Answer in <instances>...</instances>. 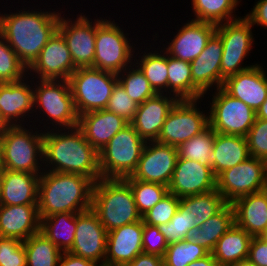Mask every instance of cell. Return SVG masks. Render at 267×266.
Wrapping results in <instances>:
<instances>
[{
    "label": "cell",
    "instance_id": "c3c4849f",
    "mask_svg": "<svg viewBox=\"0 0 267 266\" xmlns=\"http://www.w3.org/2000/svg\"><path fill=\"white\" fill-rule=\"evenodd\" d=\"M143 252L164 256L168 243L158 226L143 223L142 233Z\"/></svg>",
    "mask_w": 267,
    "mask_h": 266
},
{
    "label": "cell",
    "instance_id": "9a60e30c",
    "mask_svg": "<svg viewBox=\"0 0 267 266\" xmlns=\"http://www.w3.org/2000/svg\"><path fill=\"white\" fill-rule=\"evenodd\" d=\"M107 234V230L92 209L76 213L75 238L68 252L99 263V266H105Z\"/></svg>",
    "mask_w": 267,
    "mask_h": 266
},
{
    "label": "cell",
    "instance_id": "5bb4252c",
    "mask_svg": "<svg viewBox=\"0 0 267 266\" xmlns=\"http://www.w3.org/2000/svg\"><path fill=\"white\" fill-rule=\"evenodd\" d=\"M178 159L177 147L147 141L136 170L123 179L159 183L168 187Z\"/></svg>",
    "mask_w": 267,
    "mask_h": 266
},
{
    "label": "cell",
    "instance_id": "ee69618b",
    "mask_svg": "<svg viewBox=\"0 0 267 266\" xmlns=\"http://www.w3.org/2000/svg\"><path fill=\"white\" fill-rule=\"evenodd\" d=\"M180 204V198L174 194L168 193L154 207L142 216L145 224L159 226L167 224L175 215Z\"/></svg>",
    "mask_w": 267,
    "mask_h": 266
},
{
    "label": "cell",
    "instance_id": "681fc988",
    "mask_svg": "<svg viewBox=\"0 0 267 266\" xmlns=\"http://www.w3.org/2000/svg\"><path fill=\"white\" fill-rule=\"evenodd\" d=\"M248 259L257 266H267V239L264 236L252 238Z\"/></svg>",
    "mask_w": 267,
    "mask_h": 266
},
{
    "label": "cell",
    "instance_id": "816d5d0a",
    "mask_svg": "<svg viewBox=\"0 0 267 266\" xmlns=\"http://www.w3.org/2000/svg\"><path fill=\"white\" fill-rule=\"evenodd\" d=\"M126 266H164V261L159 255L142 252Z\"/></svg>",
    "mask_w": 267,
    "mask_h": 266
},
{
    "label": "cell",
    "instance_id": "6da1fadb",
    "mask_svg": "<svg viewBox=\"0 0 267 266\" xmlns=\"http://www.w3.org/2000/svg\"><path fill=\"white\" fill-rule=\"evenodd\" d=\"M46 130L43 132V164L47 163L44 167L50 168L46 171L81 174L94 182L101 178L99 152L77 126L68 128V132L65 128ZM62 130L64 132H60Z\"/></svg>",
    "mask_w": 267,
    "mask_h": 266
},
{
    "label": "cell",
    "instance_id": "d6a6232c",
    "mask_svg": "<svg viewBox=\"0 0 267 266\" xmlns=\"http://www.w3.org/2000/svg\"><path fill=\"white\" fill-rule=\"evenodd\" d=\"M167 66L168 94L170 92V95L173 94L178 100H199L204 97V94L192 82L190 62L167 54Z\"/></svg>",
    "mask_w": 267,
    "mask_h": 266
},
{
    "label": "cell",
    "instance_id": "83f0119b",
    "mask_svg": "<svg viewBox=\"0 0 267 266\" xmlns=\"http://www.w3.org/2000/svg\"><path fill=\"white\" fill-rule=\"evenodd\" d=\"M31 87L23 79L0 83V112L11 126H21L20 121L24 122L22 119L34 111V89Z\"/></svg>",
    "mask_w": 267,
    "mask_h": 266
},
{
    "label": "cell",
    "instance_id": "74e56055",
    "mask_svg": "<svg viewBox=\"0 0 267 266\" xmlns=\"http://www.w3.org/2000/svg\"><path fill=\"white\" fill-rule=\"evenodd\" d=\"M215 134L216 132L208 126L177 148L178 157L197 161L204 166H211Z\"/></svg>",
    "mask_w": 267,
    "mask_h": 266
},
{
    "label": "cell",
    "instance_id": "f546056e",
    "mask_svg": "<svg viewBox=\"0 0 267 266\" xmlns=\"http://www.w3.org/2000/svg\"><path fill=\"white\" fill-rule=\"evenodd\" d=\"M252 236L234 224L217 241L211 252L220 266H230L247 259Z\"/></svg>",
    "mask_w": 267,
    "mask_h": 266
},
{
    "label": "cell",
    "instance_id": "ffe728a7",
    "mask_svg": "<svg viewBox=\"0 0 267 266\" xmlns=\"http://www.w3.org/2000/svg\"><path fill=\"white\" fill-rule=\"evenodd\" d=\"M142 233V220L108 232L105 266H126L142 253Z\"/></svg>",
    "mask_w": 267,
    "mask_h": 266
},
{
    "label": "cell",
    "instance_id": "bcb514c9",
    "mask_svg": "<svg viewBox=\"0 0 267 266\" xmlns=\"http://www.w3.org/2000/svg\"><path fill=\"white\" fill-rule=\"evenodd\" d=\"M0 266H26L22 240L0 236Z\"/></svg>",
    "mask_w": 267,
    "mask_h": 266
},
{
    "label": "cell",
    "instance_id": "7a4b0ae2",
    "mask_svg": "<svg viewBox=\"0 0 267 266\" xmlns=\"http://www.w3.org/2000/svg\"><path fill=\"white\" fill-rule=\"evenodd\" d=\"M60 16L35 10L0 14V34L28 69L58 30Z\"/></svg>",
    "mask_w": 267,
    "mask_h": 266
},
{
    "label": "cell",
    "instance_id": "db71d44e",
    "mask_svg": "<svg viewBox=\"0 0 267 266\" xmlns=\"http://www.w3.org/2000/svg\"><path fill=\"white\" fill-rule=\"evenodd\" d=\"M187 266H220L219 263L214 259L211 253L207 256L200 258L194 262L189 263Z\"/></svg>",
    "mask_w": 267,
    "mask_h": 266
},
{
    "label": "cell",
    "instance_id": "4316f807",
    "mask_svg": "<svg viewBox=\"0 0 267 266\" xmlns=\"http://www.w3.org/2000/svg\"><path fill=\"white\" fill-rule=\"evenodd\" d=\"M235 224L252 237L264 236L267 232V193L263 190L248 194L232 204Z\"/></svg>",
    "mask_w": 267,
    "mask_h": 266
},
{
    "label": "cell",
    "instance_id": "680465c9",
    "mask_svg": "<svg viewBox=\"0 0 267 266\" xmlns=\"http://www.w3.org/2000/svg\"><path fill=\"white\" fill-rule=\"evenodd\" d=\"M264 191L267 193V169H266V178H265V188Z\"/></svg>",
    "mask_w": 267,
    "mask_h": 266
},
{
    "label": "cell",
    "instance_id": "4fadbf2b",
    "mask_svg": "<svg viewBox=\"0 0 267 266\" xmlns=\"http://www.w3.org/2000/svg\"><path fill=\"white\" fill-rule=\"evenodd\" d=\"M209 111V126L225 135L246 137L256 119V112L222 88L216 89Z\"/></svg>",
    "mask_w": 267,
    "mask_h": 266
},
{
    "label": "cell",
    "instance_id": "603a6c76",
    "mask_svg": "<svg viewBox=\"0 0 267 266\" xmlns=\"http://www.w3.org/2000/svg\"><path fill=\"white\" fill-rule=\"evenodd\" d=\"M128 124L119 115L103 109L80 115L77 127L82 131L87 142L100 152Z\"/></svg>",
    "mask_w": 267,
    "mask_h": 266
},
{
    "label": "cell",
    "instance_id": "f1b7e54d",
    "mask_svg": "<svg viewBox=\"0 0 267 266\" xmlns=\"http://www.w3.org/2000/svg\"><path fill=\"white\" fill-rule=\"evenodd\" d=\"M248 143L244 136L216 133L213 144L211 169L217 177L249 158Z\"/></svg>",
    "mask_w": 267,
    "mask_h": 266
},
{
    "label": "cell",
    "instance_id": "7c38bea8",
    "mask_svg": "<svg viewBox=\"0 0 267 266\" xmlns=\"http://www.w3.org/2000/svg\"><path fill=\"white\" fill-rule=\"evenodd\" d=\"M197 101L178 100L168 113L156 142L178 148L204 131L209 126V114L197 108Z\"/></svg>",
    "mask_w": 267,
    "mask_h": 266
},
{
    "label": "cell",
    "instance_id": "f5cc1de1",
    "mask_svg": "<svg viewBox=\"0 0 267 266\" xmlns=\"http://www.w3.org/2000/svg\"><path fill=\"white\" fill-rule=\"evenodd\" d=\"M58 266H99L94 261L75 256L69 252H62Z\"/></svg>",
    "mask_w": 267,
    "mask_h": 266
},
{
    "label": "cell",
    "instance_id": "8992f818",
    "mask_svg": "<svg viewBox=\"0 0 267 266\" xmlns=\"http://www.w3.org/2000/svg\"><path fill=\"white\" fill-rule=\"evenodd\" d=\"M146 141L129 123L99 152L101 178L131 176L136 170Z\"/></svg>",
    "mask_w": 267,
    "mask_h": 266
},
{
    "label": "cell",
    "instance_id": "e575fe53",
    "mask_svg": "<svg viewBox=\"0 0 267 266\" xmlns=\"http://www.w3.org/2000/svg\"><path fill=\"white\" fill-rule=\"evenodd\" d=\"M26 266H58L62 251L40 231L23 241Z\"/></svg>",
    "mask_w": 267,
    "mask_h": 266
},
{
    "label": "cell",
    "instance_id": "30bf717a",
    "mask_svg": "<svg viewBox=\"0 0 267 266\" xmlns=\"http://www.w3.org/2000/svg\"><path fill=\"white\" fill-rule=\"evenodd\" d=\"M40 82V83H39ZM34 90V108H39L52 124L62 129L78 125L79 115L74 105L68 80H40ZM37 87V88H36ZM37 105V106H36Z\"/></svg>",
    "mask_w": 267,
    "mask_h": 266
},
{
    "label": "cell",
    "instance_id": "1f68e13d",
    "mask_svg": "<svg viewBox=\"0 0 267 266\" xmlns=\"http://www.w3.org/2000/svg\"><path fill=\"white\" fill-rule=\"evenodd\" d=\"M76 231V213H56L40 219V232L62 252L73 246Z\"/></svg>",
    "mask_w": 267,
    "mask_h": 266
},
{
    "label": "cell",
    "instance_id": "7402d4cb",
    "mask_svg": "<svg viewBox=\"0 0 267 266\" xmlns=\"http://www.w3.org/2000/svg\"><path fill=\"white\" fill-rule=\"evenodd\" d=\"M170 96L156 94L138 105L130 124L146 142L157 140L168 113L178 101L175 96Z\"/></svg>",
    "mask_w": 267,
    "mask_h": 266
},
{
    "label": "cell",
    "instance_id": "9f6ffc18",
    "mask_svg": "<svg viewBox=\"0 0 267 266\" xmlns=\"http://www.w3.org/2000/svg\"><path fill=\"white\" fill-rule=\"evenodd\" d=\"M11 127V125L6 121L0 112V136Z\"/></svg>",
    "mask_w": 267,
    "mask_h": 266
},
{
    "label": "cell",
    "instance_id": "7bdbcfd3",
    "mask_svg": "<svg viewBox=\"0 0 267 266\" xmlns=\"http://www.w3.org/2000/svg\"><path fill=\"white\" fill-rule=\"evenodd\" d=\"M194 218L180 204L173 218L167 224L158 226L168 244L176 243L188 238L189 231L195 226Z\"/></svg>",
    "mask_w": 267,
    "mask_h": 266
},
{
    "label": "cell",
    "instance_id": "f907efd6",
    "mask_svg": "<svg viewBox=\"0 0 267 266\" xmlns=\"http://www.w3.org/2000/svg\"><path fill=\"white\" fill-rule=\"evenodd\" d=\"M251 24L267 27V0H259L256 2L251 13L245 16Z\"/></svg>",
    "mask_w": 267,
    "mask_h": 266
},
{
    "label": "cell",
    "instance_id": "b9f144b4",
    "mask_svg": "<svg viewBox=\"0 0 267 266\" xmlns=\"http://www.w3.org/2000/svg\"><path fill=\"white\" fill-rule=\"evenodd\" d=\"M28 72L7 40L0 34V83L20 81Z\"/></svg>",
    "mask_w": 267,
    "mask_h": 266
},
{
    "label": "cell",
    "instance_id": "44dd1931",
    "mask_svg": "<svg viewBox=\"0 0 267 266\" xmlns=\"http://www.w3.org/2000/svg\"><path fill=\"white\" fill-rule=\"evenodd\" d=\"M216 28L217 25L212 23L191 20L178 30L165 47V52L176 59L191 62L202 53Z\"/></svg>",
    "mask_w": 267,
    "mask_h": 266
},
{
    "label": "cell",
    "instance_id": "836d02e7",
    "mask_svg": "<svg viewBox=\"0 0 267 266\" xmlns=\"http://www.w3.org/2000/svg\"><path fill=\"white\" fill-rule=\"evenodd\" d=\"M227 203L215 189L211 192L180 198V205L194 218V225L199 227L210 217L217 214Z\"/></svg>",
    "mask_w": 267,
    "mask_h": 266
},
{
    "label": "cell",
    "instance_id": "d4e9b609",
    "mask_svg": "<svg viewBox=\"0 0 267 266\" xmlns=\"http://www.w3.org/2000/svg\"><path fill=\"white\" fill-rule=\"evenodd\" d=\"M223 55L221 37L215 32L202 53L190 62L193 84L203 93L216 84L220 88V65Z\"/></svg>",
    "mask_w": 267,
    "mask_h": 266
},
{
    "label": "cell",
    "instance_id": "f35d334b",
    "mask_svg": "<svg viewBox=\"0 0 267 266\" xmlns=\"http://www.w3.org/2000/svg\"><path fill=\"white\" fill-rule=\"evenodd\" d=\"M124 180L131 187L135 204L141 216L169 193L168 187L159 183L144 182L136 179Z\"/></svg>",
    "mask_w": 267,
    "mask_h": 266
},
{
    "label": "cell",
    "instance_id": "ac0fdd59",
    "mask_svg": "<svg viewBox=\"0 0 267 266\" xmlns=\"http://www.w3.org/2000/svg\"><path fill=\"white\" fill-rule=\"evenodd\" d=\"M168 189L178 198L208 193L216 189V176L211 166L178 157Z\"/></svg>",
    "mask_w": 267,
    "mask_h": 266
},
{
    "label": "cell",
    "instance_id": "9c48e42d",
    "mask_svg": "<svg viewBox=\"0 0 267 266\" xmlns=\"http://www.w3.org/2000/svg\"><path fill=\"white\" fill-rule=\"evenodd\" d=\"M252 26L245 16L217 25L216 33L221 37L223 44V55L220 65V88L226 78L255 66H241L254 41L251 32Z\"/></svg>",
    "mask_w": 267,
    "mask_h": 266
},
{
    "label": "cell",
    "instance_id": "7dc6e473",
    "mask_svg": "<svg viewBox=\"0 0 267 266\" xmlns=\"http://www.w3.org/2000/svg\"><path fill=\"white\" fill-rule=\"evenodd\" d=\"M246 139L249 155L267 161V120L256 118Z\"/></svg>",
    "mask_w": 267,
    "mask_h": 266
},
{
    "label": "cell",
    "instance_id": "ab89813d",
    "mask_svg": "<svg viewBox=\"0 0 267 266\" xmlns=\"http://www.w3.org/2000/svg\"><path fill=\"white\" fill-rule=\"evenodd\" d=\"M130 67L131 68L126 67L123 71L117 74L118 82L132 100L137 104H142L157 93L138 66L133 68L132 65H130Z\"/></svg>",
    "mask_w": 267,
    "mask_h": 266
},
{
    "label": "cell",
    "instance_id": "e0dca14e",
    "mask_svg": "<svg viewBox=\"0 0 267 266\" xmlns=\"http://www.w3.org/2000/svg\"><path fill=\"white\" fill-rule=\"evenodd\" d=\"M39 80H68L77 69L71 58L67 43L57 30L42 48L41 53L28 68Z\"/></svg>",
    "mask_w": 267,
    "mask_h": 266
},
{
    "label": "cell",
    "instance_id": "484cf974",
    "mask_svg": "<svg viewBox=\"0 0 267 266\" xmlns=\"http://www.w3.org/2000/svg\"><path fill=\"white\" fill-rule=\"evenodd\" d=\"M40 231L37 205H0V236L25 241Z\"/></svg>",
    "mask_w": 267,
    "mask_h": 266
},
{
    "label": "cell",
    "instance_id": "60d3db41",
    "mask_svg": "<svg viewBox=\"0 0 267 266\" xmlns=\"http://www.w3.org/2000/svg\"><path fill=\"white\" fill-rule=\"evenodd\" d=\"M210 252L188 238L169 244L163 256L164 266H187Z\"/></svg>",
    "mask_w": 267,
    "mask_h": 266
},
{
    "label": "cell",
    "instance_id": "6f0895ef",
    "mask_svg": "<svg viewBox=\"0 0 267 266\" xmlns=\"http://www.w3.org/2000/svg\"><path fill=\"white\" fill-rule=\"evenodd\" d=\"M230 266H257L255 265L254 263H252L248 258L247 259H244V260H241L235 264H232Z\"/></svg>",
    "mask_w": 267,
    "mask_h": 266
},
{
    "label": "cell",
    "instance_id": "8fae6325",
    "mask_svg": "<svg viewBox=\"0 0 267 266\" xmlns=\"http://www.w3.org/2000/svg\"><path fill=\"white\" fill-rule=\"evenodd\" d=\"M267 161L250 156L216 177V190L227 204L265 188Z\"/></svg>",
    "mask_w": 267,
    "mask_h": 266
},
{
    "label": "cell",
    "instance_id": "2e32d148",
    "mask_svg": "<svg viewBox=\"0 0 267 266\" xmlns=\"http://www.w3.org/2000/svg\"><path fill=\"white\" fill-rule=\"evenodd\" d=\"M76 19L72 22L60 16L58 31L67 43L75 67L94 68L96 21L93 24L82 14Z\"/></svg>",
    "mask_w": 267,
    "mask_h": 266
},
{
    "label": "cell",
    "instance_id": "ba28073f",
    "mask_svg": "<svg viewBox=\"0 0 267 266\" xmlns=\"http://www.w3.org/2000/svg\"><path fill=\"white\" fill-rule=\"evenodd\" d=\"M119 27L115 21L96 20L94 68L119 74L133 64V45Z\"/></svg>",
    "mask_w": 267,
    "mask_h": 266
},
{
    "label": "cell",
    "instance_id": "d6986e66",
    "mask_svg": "<svg viewBox=\"0 0 267 266\" xmlns=\"http://www.w3.org/2000/svg\"><path fill=\"white\" fill-rule=\"evenodd\" d=\"M263 69L255 64L250 69L226 78L221 88L257 112L267 97V74Z\"/></svg>",
    "mask_w": 267,
    "mask_h": 266
},
{
    "label": "cell",
    "instance_id": "d590c367",
    "mask_svg": "<svg viewBox=\"0 0 267 266\" xmlns=\"http://www.w3.org/2000/svg\"><path fill=\"white\" fill-rule=\"evenodd\" d=\"M239 0H192V7L199 22H208L215 25L230 22L234 18L233 10L238 6Z\"/></svg>",
    "mask_w": 267,
    "mask_h": 266
},
{
    "label": "cell",
    "instance_id": "3957f363",
    "mask_svg": "<svg viewBox=\"0 0 267 266\" xmlns=\"http://www.w3.org/2000/svg\"><path fill=\"white\" fill-rule=\"evenodd\" d=\"M44 171L38 187L40 219L56 213H80L91 209L95 183L92 179L81 174Z\"/></svg>",
    "mask_w": 267,
    "mask_h": 266
},
{
    "label": "cell",
    "instance_id": "cb8c5ba5",
    "mask_svg": "<svg viewBox=\"0 0 267 266\" xmlns=\"http://www.w3.org/2000/svg\"><path fill=\"white\" fill-rule=\"evenodd\" d=\"M40 175L0 169V205H37Z\"/></svg>",
    "mask_w": 267,
    "mask_h": 266
},
{
    "label": "cell",
    "instance_id": "277c9868",
    "mask_svg": "<svg viewBox=\"0 0 267 266\" xmlns=\"http://www.w3.org/2000/svg\"><path fill=\"white\" fill-rule=\"evenodd\" d=\"M91 209L107 232L142 220L130 185L120 178H100L94 183Z\"/></svg>",
    "mask_w": 267,
    "mask_h": 266
},
{
    "label": "cell",
    "instance_id": "8d00e7d4",
    "mask_svg": "<svg viewBox=\"0 0 267 266\" xmlns=\"http://www.w3.org/2000/svg\"><path fill=\"white\" fill-rule=\"evenodd\" d=\"M155 52H149L147 54L145 52L139 62H134L133 67L139 64L137 66L144 73L146 79L157 94H163L164 92L168 94L167 53L162 50L160 53ZM161 52H164L163 55Z\"/></svg>",
    "mask_w": 267,
    "mask_h": 266
},
{
    "label": "cell",
    "instance_id": "4dcf8cb0",
    "mask_svg": "<svg viewBox=\"0 0 267 266\" xmlns=\"http://www.w3.org/2000/svg\"><path fill=\"white\" fill-rule=\"evenodd\" d=\"M234 224V209L231 204H226L217 214L210 217L202 225L199 227L194 226L189 231L188 239L203 246L211 253L219 238Z\"/></svg>",
    "mask_w": 267,
    "mask_h": 266
},
{
    "label": "cell",
    "instance_id": "f6af8a7d",
    "mask_svg": "<svg viewBox=\"0 0 267 266\" xmlns=\"http://www.w3.org/2000/svg\"><path fill=\"white\" fill-rule=\"evenodd\" d=\"M138 105L127 95L120 83L117 82L112 90L106 110L119 115L128 123H131L135 117Z\"/></svg>",
    "mask_w": 267,
    "mask_h": 266
},
{
    "label": "cell",
    "instance_id": "11a10c76",
    "mask_svg": "<svg viewBox=\"0 0 267 266\" xmlns=\"http://www.w3.org/2000/svg\"><path fill=\"white\" fill-rule=\"evenodd\" d=\"M256 118L267 120V97L264 103L261 105V107L256 112Z\"/></svg>",
    "mask_w": 267,
    "mask_h": 266
},
{
    "label": "cell",
    "instance_id": "52a82bcc",
    "mask_svg": "<svg viewBox=\"0 0 267 266\" xmlns=\"http://www.w3.org/2000/svg\"><path fill=\"white\" fill-rule=\"evenodd\" d=\"M78 115L106 109L117 74L93 67L77 68L68 79Z\"/></svg>",
    "mask_w": 267,
    "mask_h": 266
},
{
    "label": "cell",
    "instance_id": "5b68a950",
    "mask_svg": "<svg viewBox=\"0 0 267 266\" xmlns=\"http://www.w3.org/2000/svg\"><path fill=\"white\" fill-rule=\"evenodd\" d=\"M24 126H11L0 136V169L42 174L43 133Z\"/></svg>",
    "mask_w": 267,
    "mask_h": 266
}]
</instances>
